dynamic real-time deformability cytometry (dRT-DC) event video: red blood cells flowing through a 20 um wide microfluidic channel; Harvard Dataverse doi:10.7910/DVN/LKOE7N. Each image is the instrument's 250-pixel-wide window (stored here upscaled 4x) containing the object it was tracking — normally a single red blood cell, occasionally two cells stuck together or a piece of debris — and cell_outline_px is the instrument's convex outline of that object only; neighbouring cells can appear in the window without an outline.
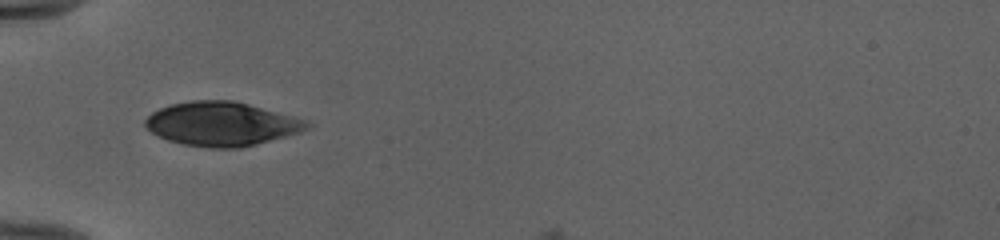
{"species": "human", "species_latin": "Homo sapiens", "temperature_condition": "cold", "stored_images_in_passage": 34, "camera_frame_rate_fps": 3000, "um_per_image_px": 0.085, "donor": {"sex": "female"}, "frame": {"image": 1, "passage_image": 1, "time_ms": 0.0, "image_size_px": [1000, 240], "cell_outline_px": [[312, 124], [308, 128], [300, 132], [256, 144], [240, 148], [208, 148], [184, 144], [168, 140], [152, 132], [144, 124], [144, 120], [152, 112], [160, 108], [172, 104], [192, 100], [232, 100], [248, 104], [308, 120]], "centroid_in_image_um": [18.84, 10.53], "position_along_channel_um": 66.2, "area_um2": 41.21}}
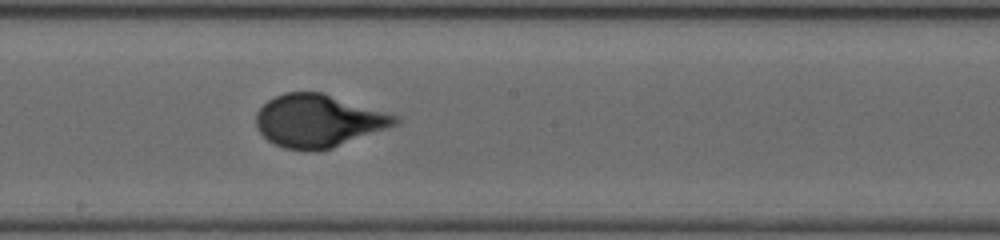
{"frame": {"image": 2, "passage_image": 13, "time_ms": 4.0, "image_size_px": [1000, 240], "cell_outline_px": [[400, 124], [332, 148], [284, 148], [272, 144], [256, 128], [256, 112], [268, 100], [284, 92], [320, 92], [400, 116]], "centroid_in_image_um": [27.08, 10.25], "position_along_channel_um": 221.1, "area_um2": 42.19}}
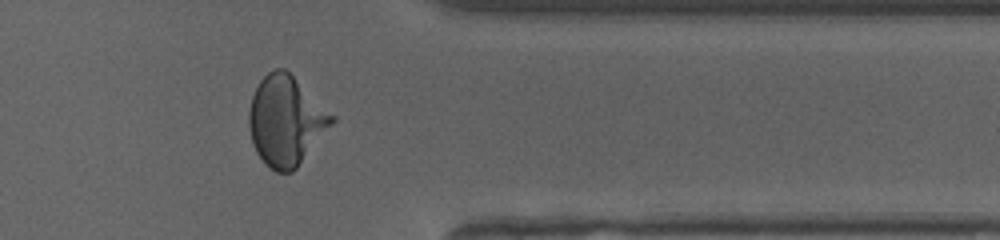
{"frame": {"image": 3, "passage_image": 26, "time_ms": 8.333, "image_size_px": [1000, 240], "cell_outline_px": [[336, 120], [296, 168], [292, 172], [276, 172], [268, 168], [264, 164], [256, 152], [252, 144], [248, 124], [248, 112], [252, 96], [260, 80], [268, 72], [276, 68], [284, 68], [336, 116]], "centroid_in_image_um": [24.28, 10.28], "position_along_channel_um": 387.1, "area_um2": 43.29}, "authors_computed_cell_mechanics": {"area_um2": 42.3674, "velocity_mm_per_s": 3.9789, "shape_relaxation_time_tau1_ms": 4.9099, "shape_relaxation_time_tau2_ms": null, "deformation_change_tau1": 0.2041, "deformation_change_tau2": null}}